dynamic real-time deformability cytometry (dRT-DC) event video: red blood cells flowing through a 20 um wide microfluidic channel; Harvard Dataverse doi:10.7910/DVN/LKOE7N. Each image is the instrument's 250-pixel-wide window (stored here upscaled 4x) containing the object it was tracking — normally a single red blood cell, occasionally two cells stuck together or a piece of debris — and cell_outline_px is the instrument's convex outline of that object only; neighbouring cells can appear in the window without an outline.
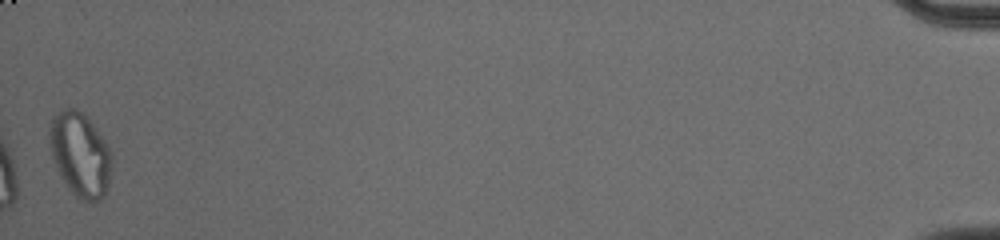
{"species": "common noctule bat (a hibernating species)", "species_latin": "Nyctalus noctula", "temperature_condition": "cold", "stored_images_in_passage": 42, "segment_of_instrument_passage": [2, 2], "camera_frame_rate_fps": 3000, "um_per_image_px": 0.085, "animal": {"sex": "male", "body_mass_g": 20.0, "forearm_length_mm": 53.3}, "frame": {"image": 1, "passage_image": 42, "time_ms": 13.667, "image_size_px": [1000, 240], "cell_outline_px": [[112, 160], [108, 188], [104, 196], [100, 200], [80, 200], [68, 188], [52, 156], [48, 132], [48, 124], [52, 116], [64, 108], [76, 108], [92, 124], [104, 140], [112, 152]], "centroid_in_image_um": [6.81, 13.12], "position_along_channel_um": 428.4, "area_um2": 30.23}}